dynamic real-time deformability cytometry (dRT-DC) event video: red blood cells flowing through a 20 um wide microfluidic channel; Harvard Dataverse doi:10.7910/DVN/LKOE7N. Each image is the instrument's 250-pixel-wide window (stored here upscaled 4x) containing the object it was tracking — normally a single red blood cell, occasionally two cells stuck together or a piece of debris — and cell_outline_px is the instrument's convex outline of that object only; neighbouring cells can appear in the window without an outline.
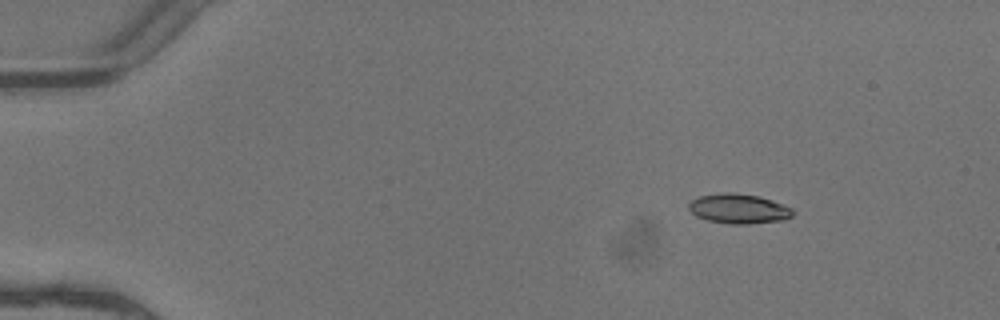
{"species": "common noctule bat (a hibernating species)", "species_latin": "Nyctalus noctula", "temperature_condition": "warm", "stored_images_in_passage": 5, "camera_frame_rate_fps": 3000, "um_per_image_px": 0.085, "animal": {"sex": "female"}, "frame": {"image": 1, "passage_image": 2, "time_ms": 0.333, "image_size_px": [1000, 320], "cell_outline_px": [[792, 216], [784, 220], [748, 224], [728, 224], [708, 220], [696, 216], [688, 208], [688, 204], [692, 200], [700, 196], [724, 192], [736, 192], [760, 196], [772, 200], [792, 208]], "centroid_in_image_um": [62.79, 17.73], "position_along_channel_um": 22.2, "area_um2": 18.09}}
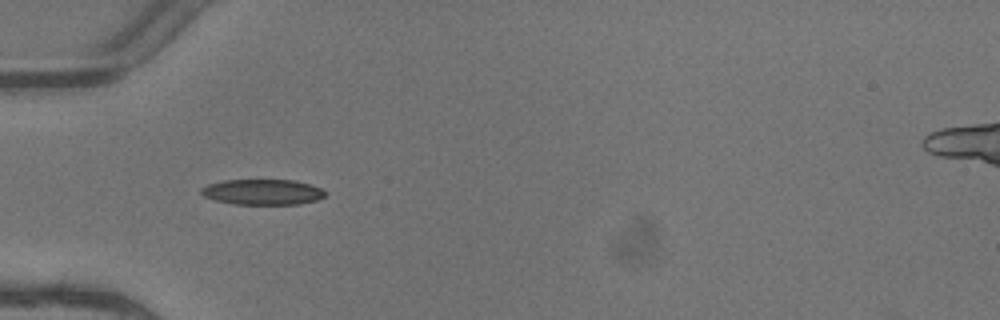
{"frame": {"image": 2, "passage_image": 5, "time_ms": 1.333, "image_size_px": [1000, 320], "cell_outline_px": [[328, 192], [324, 196], [316, 200], [300, 204], [236, 204], [216, 200], [204, 196], [200, 192], [200, 188], [208, 184], [224, 180], [292, 180], [308, 184], [320, 188]], "centroid_in_image_um": [22.31, 16.32], "position_along_channel_um": 62.7, "area_um2": 18.32}}